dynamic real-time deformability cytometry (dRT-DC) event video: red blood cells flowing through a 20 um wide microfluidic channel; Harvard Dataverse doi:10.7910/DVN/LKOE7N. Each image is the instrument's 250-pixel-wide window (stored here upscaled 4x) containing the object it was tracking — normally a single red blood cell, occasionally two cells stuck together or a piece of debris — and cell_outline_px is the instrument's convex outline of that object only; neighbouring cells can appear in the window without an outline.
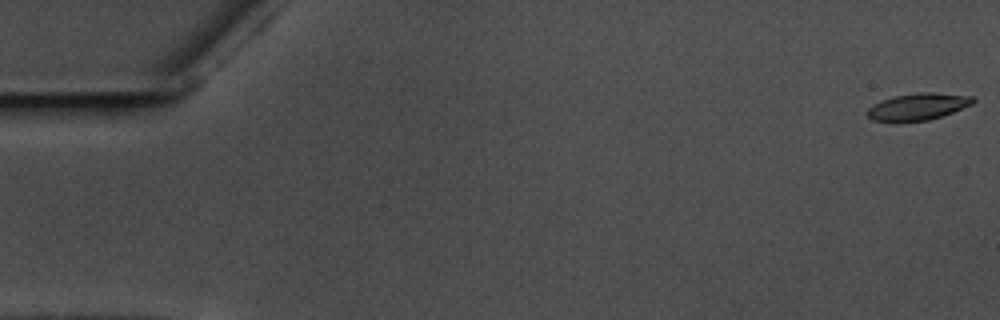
{"species": "common noctule bat (a hibernating species)", "species_latin": "Nyctalus noctula", "temperature_condition": "warm", "stored_images_in_passage": 58, "camera_frame_rate_fps": 3000, "um_per_image_px": 0.085, "animal": {"sex": "male", "body_mass_g": 17.5, "forearm_length_mm": 52.3}, "frame": {"image": 1, "passage_image": 1, "time_ms": 0.0, "image_size_px": [1000, 320], "cell_outline_px": [[976, 100], [972, 104], [952, 112], [928, 120], [872, 120], [864, 112], [872, 104], [880, 100], [892, 96], [920, 92], [932, 92], [976, 96]], "centroid_in_image_um": [78.02, 9.02], "position_along_channel_um": 7.0, "area_um2": 16.42}}
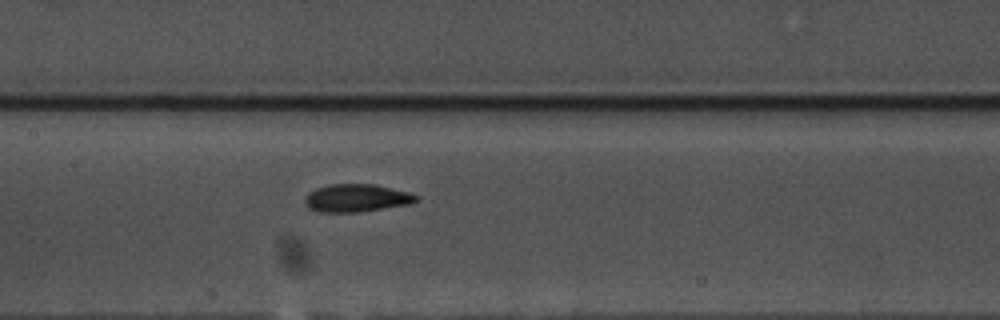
{"frame": {"image": 2, "passage_image": 28, "time_ms": 9.0, "image_size_px": [1000, 320], "cell_outline_px": [[420, 200], [412, 204], [360, 212], [320, 212], [308, 208], [304, 204], [304, 196], [308, 192], [316, 188], [328, 184], [376, 184], [408, 192], [420, 196]], "centroid_in_image_um": [30.31, 16.83], "position_along_channel_um": 177.1, "area_um2": 18.44}}
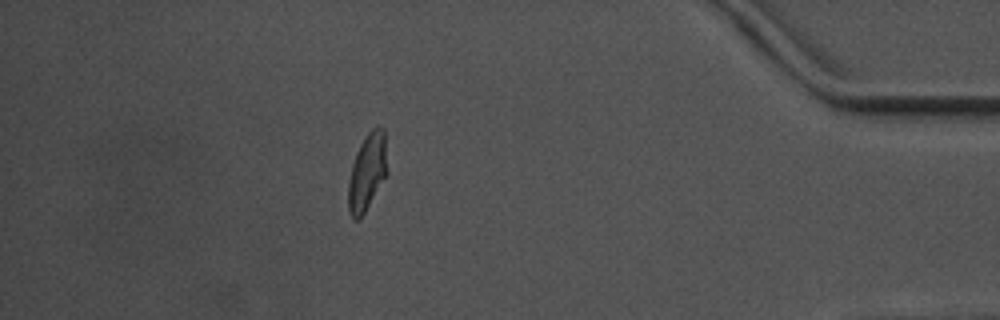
{"frame": {"image": 3, "passage_image": 51, "time_ms": 16.667, "image_size_px": [1000, 320], "cell_outline_px": [[388, 172], [364, 212], [356, 220], [352, 220], [348, 208], [348, 184], [352, 164], [356, 152], [360, 144], [368, 132], [376, 124], [380, 124], [384, 128]], "centroid_in_image_um": [31.22, 14.55], "position_along_channel_um": 404.0, "area_um2": 17.51}, "authors_computed_cell_mechanics": {"area_um2": 17.1666, "velocity_mm_per_s": 3.5674, "shape_relaxation_time_tau1_ms": 4.6638, "shape_relaxation_time_tau2_ms": 3.7798, "deformation_change_tau1": 0.1677, "deformation_change_tau2": 0.0631}}